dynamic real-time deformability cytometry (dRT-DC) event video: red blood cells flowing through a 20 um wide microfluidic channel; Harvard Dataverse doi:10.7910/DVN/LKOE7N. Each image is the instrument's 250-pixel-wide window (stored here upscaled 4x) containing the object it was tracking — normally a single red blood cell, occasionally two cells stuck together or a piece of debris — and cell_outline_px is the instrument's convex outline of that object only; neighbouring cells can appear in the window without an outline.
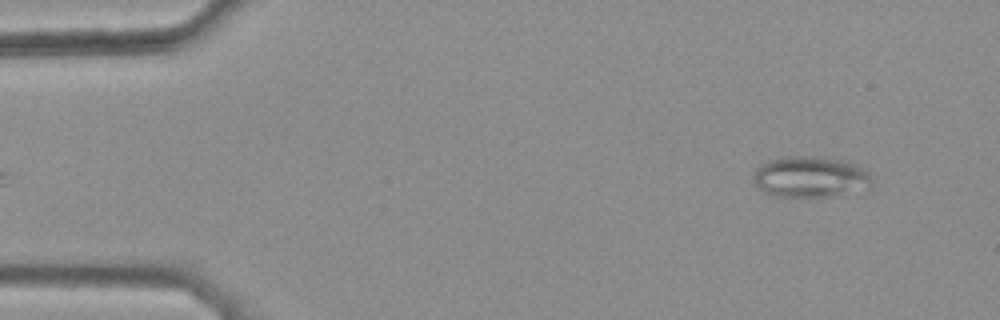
{"species": "common noctule bat (a hibernating species)", "species_latin": "Nyctalus noctula", "temperature_condition": "warm", "stored_images_in_passage": 39, "camera_frame_rate_fps": 3000, "um_per_image_px": 0.085, "animal": {"sex": "female", "body_mass_g": 25.1}, "frame": {"image": 1, "passage_image": 3, "time_ms": 0.667, "image_size_px": [1000, 320], "cell_outline_px": [[872, 184], [868, 188], [840, 196], [776, 196], [764, 192], [752, 180], [756, 168], [760, 164], [780, 156], [812, 156], [840, 160], [856, 164], [868, 168], [872, 176]], "centroid_in_image_um": [68.93, 15.03], "position_along_channel_um": 16.1, "area_um2": 28.73}}
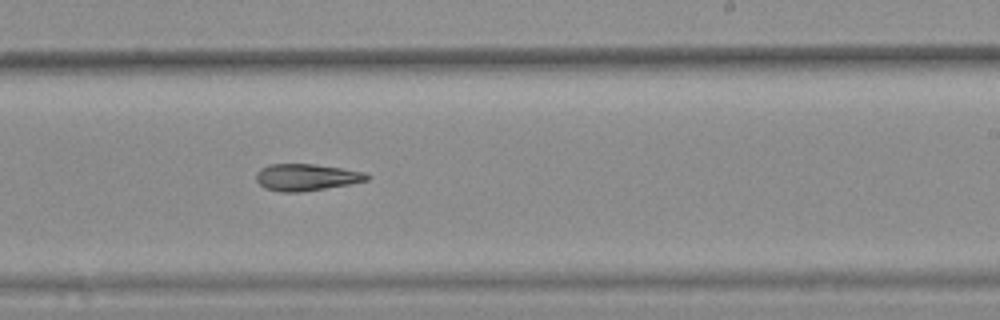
{"frame": {"image": 2, "passage_image": 30, "time_ms": 9.667, "image_size_px": [1000, 320], "cell_outline_px": [[368, 180], [348, 184], [300, 192], [284, 192], [264, 188], [256, 180], [256, 172], [260, 168], [268, 164], [312, 164], [368, 172]], "centroid_in_image_um": [26.0, 15.06], "position_along_channel_um": 263.0, "area_um2": 17.17}}
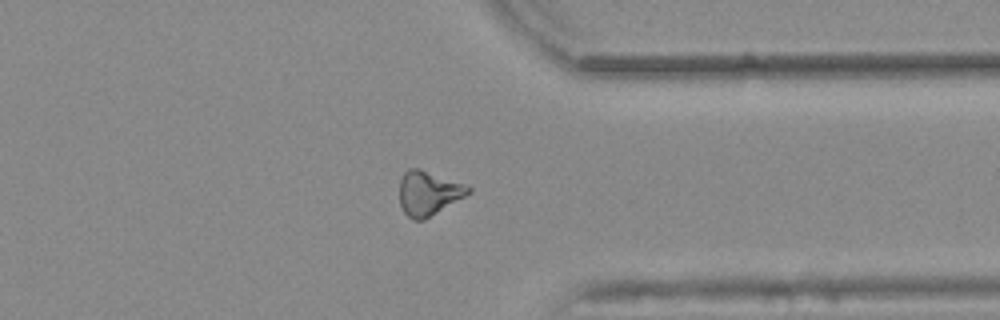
{"frame": {"image": 3, "passage_image": 39, "time_ms": 12.667, "image_size_px": [1000, 320], "cell_outline_px": [[472, 192], [424, 220], [412, 220], [404, 212], [400, 204], [400, 180], [404, 172], [408, 168], [420, 168], [464, 184], [472, 188]], "centroid_in_image_um": [36.41, 16.41], "position_along_channel_um": 375.0, "area_um2": 17.74}}